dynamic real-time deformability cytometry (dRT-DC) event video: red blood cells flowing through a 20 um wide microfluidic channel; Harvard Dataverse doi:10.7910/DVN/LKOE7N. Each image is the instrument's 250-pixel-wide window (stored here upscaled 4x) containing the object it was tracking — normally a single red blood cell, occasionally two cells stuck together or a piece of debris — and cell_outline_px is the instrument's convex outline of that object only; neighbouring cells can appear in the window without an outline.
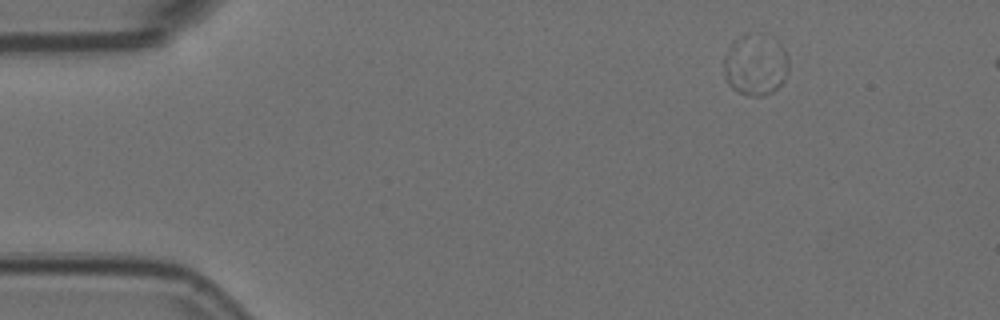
{"species": "Egyptian fruit bat (a non-hibernating species)", "species_latin": "Rousettus aegyptiacus", "temperature_condition": "room temperature", "stored_images_in_passage": 3, "camera_frame_rate_fps": 3000, "um_per_image_px": 0.085, "animal": {"sex": "female"}, "frame": {"image": 1, "passage_image": 1, "time_ms": 0.0, "image_size_px": [1000, 320], "cell_outline_px": [[788, 72], [784, 80], [772, 92], [764, 96], [752, 96], [736, 92], [728, 84], [724, 72], [724, 60], [784, 48], [788, 56]], "centroid_in_image_um": [64.36, 6.15], "position_along_channel_um": 20.6, "area_um2": 16.7}}